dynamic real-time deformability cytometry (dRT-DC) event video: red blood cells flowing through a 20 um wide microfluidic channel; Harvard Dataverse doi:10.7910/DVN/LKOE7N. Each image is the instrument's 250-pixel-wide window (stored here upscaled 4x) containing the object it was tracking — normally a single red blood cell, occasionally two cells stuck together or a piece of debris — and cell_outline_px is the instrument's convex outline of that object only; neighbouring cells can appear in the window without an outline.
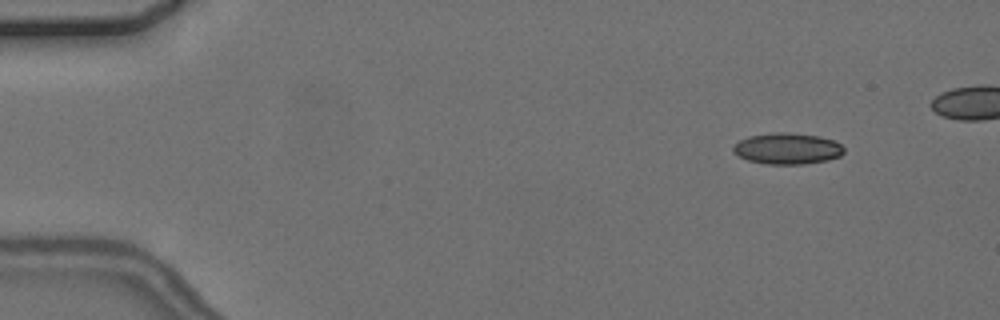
{"species": "common noctule bat (a hibernating species)", "species_latin": "Nyctalus noctula", "temperature_condition": "cold", "stored_images_in_passage": 4, "camera_frame_rate_fps": 3000, "um_per_image_px": 0.085, "animal": {"sex": "female", "body_mass_g": 24.6, "forearm_length_mm": 56.2}, "frame": {"image": 1, "passage_image": 1, "time_ms": 0.0, "image_size_px": [1000, 320], "cell_outline_px": [[844, 152], [840, 156], [828, 160], [804, 164], [768, 164], [748, 160], [740, 156], [732, 148], [740, 140], [748, 136], [772, 132], [792, 132], [820, 136], [832, 140], [840, 144], [844, 148]], "centroid_in_image_um": [66.96, 12.62], "position_along_channel_um": 18.0, "area_um2": 20.11}}